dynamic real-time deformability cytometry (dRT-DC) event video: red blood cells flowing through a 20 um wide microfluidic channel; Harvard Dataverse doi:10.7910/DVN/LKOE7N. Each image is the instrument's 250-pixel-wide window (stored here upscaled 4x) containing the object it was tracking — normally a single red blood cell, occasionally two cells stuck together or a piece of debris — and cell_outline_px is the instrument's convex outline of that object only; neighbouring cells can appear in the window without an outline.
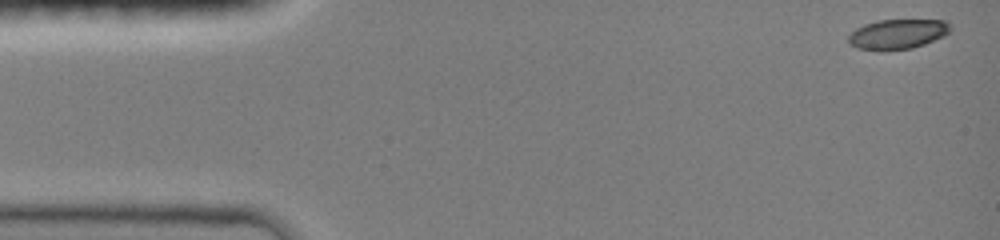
{"species": "common noctule bat (a hibernating species)", "species_latin": "Nyctalus noctula", "temperature_condition": "room temperature", "stored_images_in_passage": 5, "camera_frame_rate_fps": 3000, "um_per_image_px": 0.085, "animal": {"sex": "female", "body_mass_g": 19.0, "forearm_length_mm": 51.5}, "frame": {"image": 1, "passage_image": 1, "time_ms": 0.0, "image_size_px": [1000, 240], "cell_outline_px": [[952, 28], [944, 36], [924, 44], [912, 48], [856, 48], [848, 40], [848, 36], [856, 28], [864, 24], [880, 20], [948, 20], [952, 24]], "centroid_in_image_um": [76.37, 2.85], "position_along_channel_um": 8.6, "area_um2": 17.22}}
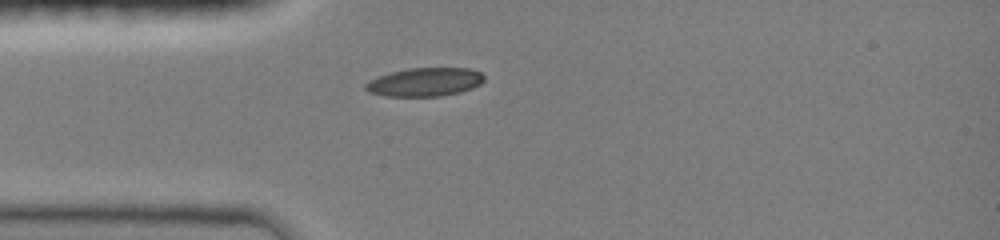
{"frame": {"image": 2, "passage_image": 5, "time_ms": 3.667, "image_size_px": [1000, 240], "cell_outline_px": [[484, 80], [480, 84], [472, 88], [460, 92], [440, 96], [388, 96], [372, 92], [364, 88], [364, 84], [368, 80], [392, 72], [408, 68], [472, 68], [480, 72], [484, 76]], "centroid_in_image_um": [36.14, 6.96], "position_along_channel_um": 48.9, "area_um2": 19.59}}